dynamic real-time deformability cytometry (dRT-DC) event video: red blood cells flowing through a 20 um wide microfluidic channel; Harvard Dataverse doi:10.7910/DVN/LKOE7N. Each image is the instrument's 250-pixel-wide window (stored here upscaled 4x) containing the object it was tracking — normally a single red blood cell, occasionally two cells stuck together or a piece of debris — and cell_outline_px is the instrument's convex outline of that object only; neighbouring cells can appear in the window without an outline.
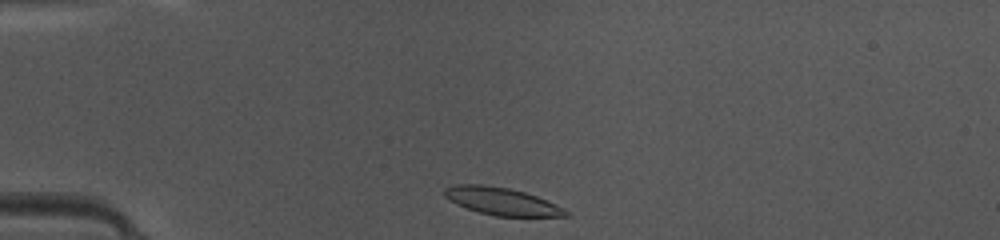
{"species": "common noctule bat (a hibernating species)", "species_latin": "Nyctalus noctula", "temperature_condition": "warm", "stored_images_in_passage": 37, "camera_frame_rate_fps": 3000, "um_per_image_px": 0.085, "animal": {"sex": "female", "body_mass_g": 10.0, "forearm_length_mm": 53.1}, "frame": {"image": 1, "passage_image": 1, "time_ms": 0.0, "image_size_px": [1000, 240], "cell_outline_px": [[568, 216], [496, 216], [480, 212], [456, 204], [444, 196], [444, 188], [456, 184], [484, 184], [508, 188], [524, 192], [536, 196], [568, 212]], "centroid_in_image_um": [42.56, 17.09], "position_along_channel_um": 42.4, "area_um2": 18.96}}
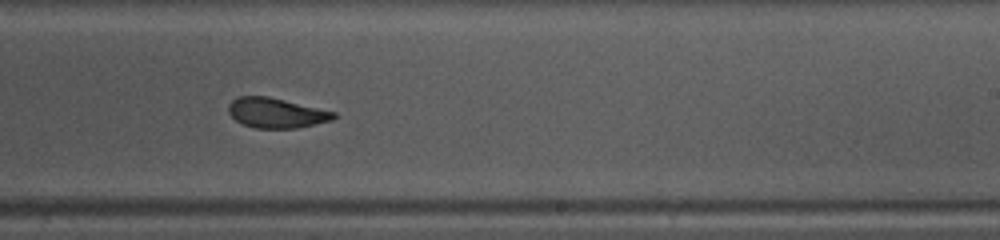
{"frame": {"image": 2, "passage_image": 19, "time_ms": 6.0, "image_size_px": [1000, 240], "cell_outline_px": [[336, 116], [332, 120], [296, 128], [256, 128], [244, 124], [236, 120], [228, 112], [228, 104], [236, 96], [268, 96], [336, 112]], "centroid_in_image_um": [23.46, 9.59], "position_along_channel_um": 265.5, "area_um2": 18.26}}
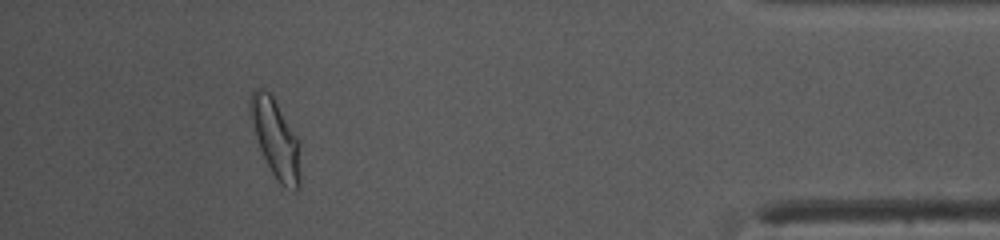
{"frame": {"image": 3, "passage_image": 33, "time_ms": 10.667, "image_size_px": [1000, 240], "cell_outline_px": [[300, 184], [292, 192], [280, 184], [276, 180], [260, 148], [248, 112], [248, 108], [252, 92], [256, 88], [264, 88], [272, 96], [300, 140]], "centroid_in_image_um": [23.45, 11.79], "position_along_channel_um": 411.8, "area_um2": 22.89}, "authors_computed_cell_mechanics": {"area_um2": 19.652, "velocity_mm_per_s": 4.1729, "shape_relaxation_time_tau1_ms": 2.7748, "shape_relaxation_time_tau2_ms": 1.5157, "deformation_change_tau1": 0.1425, "deformation_change_tau2": 0.0813}}